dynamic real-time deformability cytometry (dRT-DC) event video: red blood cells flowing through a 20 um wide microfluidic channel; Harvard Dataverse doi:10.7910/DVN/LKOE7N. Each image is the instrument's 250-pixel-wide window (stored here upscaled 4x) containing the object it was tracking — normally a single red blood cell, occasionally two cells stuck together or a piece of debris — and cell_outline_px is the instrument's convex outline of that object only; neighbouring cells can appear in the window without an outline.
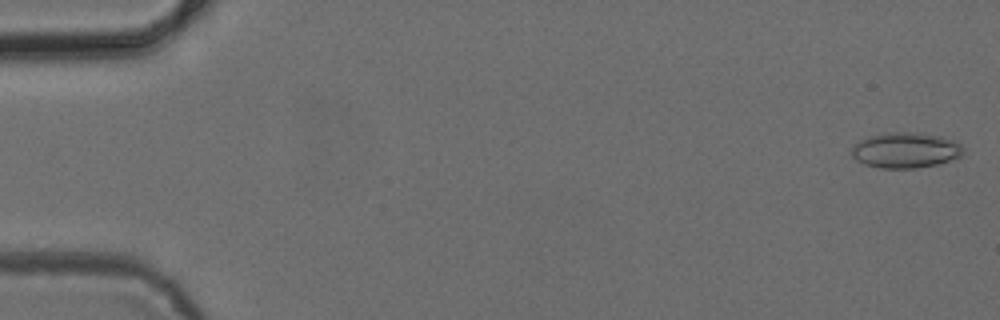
{"species": "common noctule bat (a hibernating species)", "species_latin": "Nyctalus noctula", "temperature_condition": "cold", "stored_images_in_passage": 42, "camera_frame_rate_fps": 3000, "um_per_image_px": 0.085, "animal": {"sex": "female", "body_mass_g": 24.6, "forearm_length_mm": 56.2}, "frame": {"image": 1, "passage_image": 1, "time_ms": 0.0, "image_size_px": [1000, 320], "cell_outline_px": [[964, 156], [936, 164], [916, 168], [880, 168], [864, 164], [856, 160], [852, 156], [852, 148], [860, 140], [884, 132], [916, 132], [940, 136], [956, 140], [964, 148]], "centroid_in_image_um": [77.01, 12.76], "position_along_channel_um": 8.0, "area_um2": 23.24}}
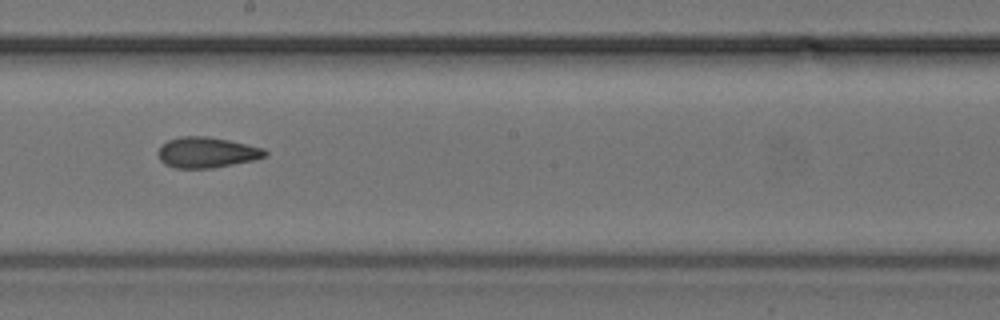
{"frame": {"image": 2, "passage_image": 29, "time_ms": 9.333, "image_size_px": [1000, 320], "cell_outline_px": [[268, 156], [252, 160], [212, 168], [176, 168], [164, 164], [160, 160], [156, 152], [160, 144], [168, 140], [180, 136], [208, 136], [228, 140], [264, 148], [268, 152]], "centroid_in_image_um": [17.53, 12.95], "position_along_channel_um": 230.7, "area_um2": 19.25}}
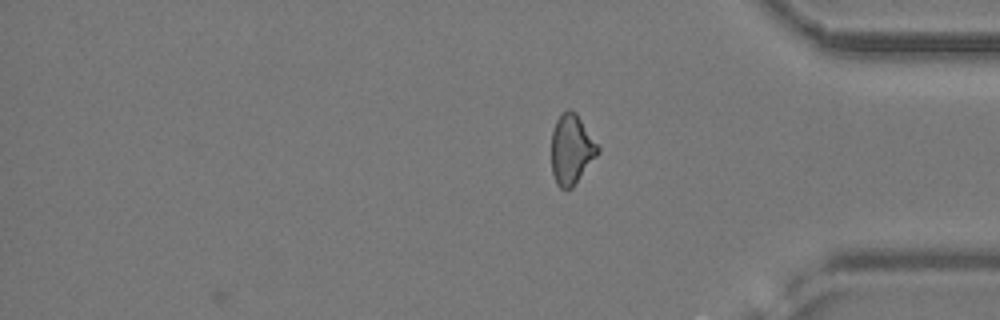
{"frame": {"image": 3, "passage_image": 42, "time_ms": 13.667, "image_size_px": [1000, 320], "cell_outline_px": [[600, 152], [572, 188], [560, 188], [556, 184], [552, 172], [552, 132], [556, 120], [568, 108], [572, 108], [576, 112], [600, 148]], "centroid_in_image_um": [48.58, 12.69], "position_along_channel_um": 386.6, "area_um2": 18.84}, "authors_computed_cell_mechanics": {"area_um2": 19.4497, "velocity_mm_per_s": 3.9629, "shape_relaxation_time_tau1_ms": 8.9176, "shape_relaxation_time_tau2_ms": 4.0191, "deformation_change_tau1": 0.1424, "deformation_change_tau2": 0.1113}}